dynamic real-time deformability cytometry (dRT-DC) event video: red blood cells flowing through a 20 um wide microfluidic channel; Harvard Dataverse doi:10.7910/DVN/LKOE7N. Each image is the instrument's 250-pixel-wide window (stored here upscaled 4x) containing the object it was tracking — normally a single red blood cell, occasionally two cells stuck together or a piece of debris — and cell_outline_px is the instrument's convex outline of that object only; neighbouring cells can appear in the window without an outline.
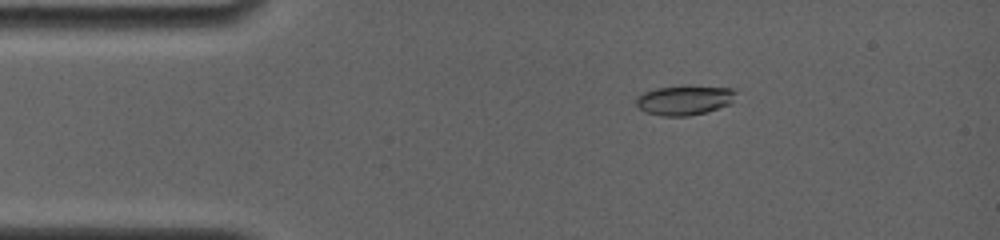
{"species": "common noctule bat (a hibernating species)", "species_latin": "Nyctalus noctula", "temperature_condition": "room temperature", "stored_images_in_passage": 5, "camera_frame_rate_fps": 4000, "um_per_image_px": 0.085, "animal": {"sex": "female", "body_mass_g": 19.0, "forearm_length_mm": 56.7}, "frame": {"image": 1, "passage_image": 3, "time_ms": 2.5, "image_size_px": [1000, 240], "cell_outline_px": [[736, 92], [732, 104], [704, 112], [688, 116], [660, 116], [644, 112], [636, 104], [636, 96], [644, 92], [656, 88], [688, 84], [732, 88]], "centroid_in_image_um": [58.18, 8.48], "position_along_channel_um": 26.8, "area_um2": 17.69}}